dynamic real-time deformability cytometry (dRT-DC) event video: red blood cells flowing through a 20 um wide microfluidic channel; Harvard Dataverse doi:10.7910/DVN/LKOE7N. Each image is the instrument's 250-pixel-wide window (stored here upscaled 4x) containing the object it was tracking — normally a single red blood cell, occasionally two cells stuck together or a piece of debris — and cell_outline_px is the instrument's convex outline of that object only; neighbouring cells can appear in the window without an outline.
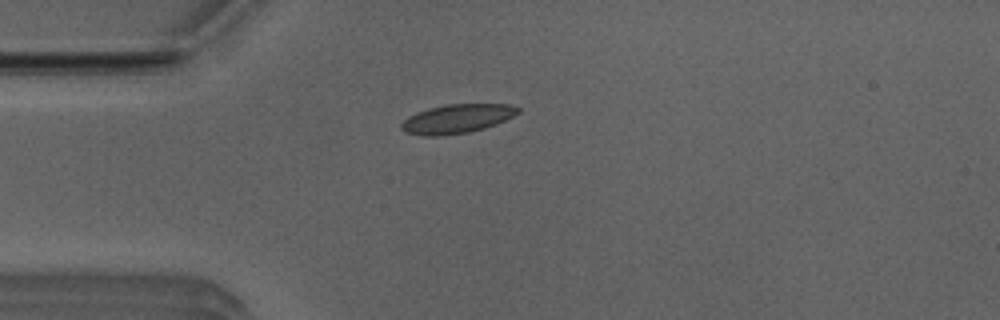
{"species": "Egyptian fruit bat (a non-hibernating species)", "species_latin": "Rousettus aegyptiacus", "temperature_condition": "room temperature", "stored_images_in_passage": 33, "camera_frame_rate_fps": 3000, "um_per_image_px": 0.085, "animal": {"sex": "male"}, "frame": {"image": 1, "passage_image": 1, "time_ms": 0.0, "image_size_px": [1000, 320], "cell_outline_px": [[520, 112], [496, 124], [484, 128], [468, 132], [440, 136], [424, 136], [404, 132], [400, 128], [400, 124], [408, 116], [416, 112], [428, 108], [448, 104], [508, 104], [520, 108]], "centroid_in_image_um": [38.8, 10.09], "position_along_channel_um": 46.2, "area_um2": 19.71}}
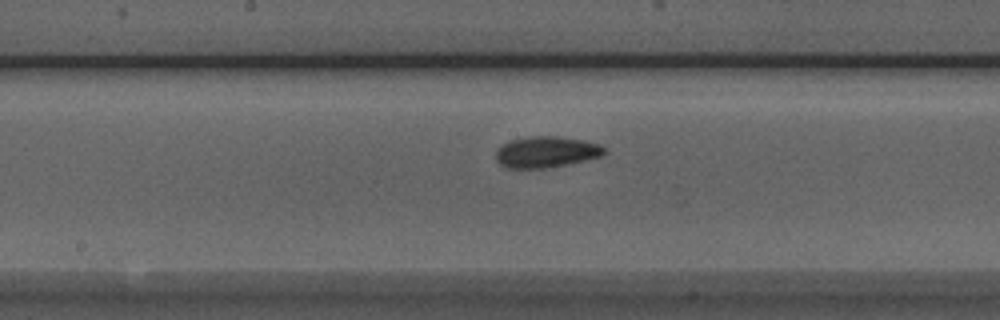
{"frame": {"image": 2, "passage_image": 14, "time_ms": 4.333, "image_size_px": [1000, 320], "cell_outline_px": [[608, 152], [600, 156], [568, 164], [548, 168], [508, 168], [500, 164], [496, 160], [496, 148], [512, 140], [528, 136], [556, 136], [584, 140], [600, 144]], "centroid_in_image_um": [46.43, 12.92], "position_along_channel_um": 201.8, "area_um2": 19.71}}
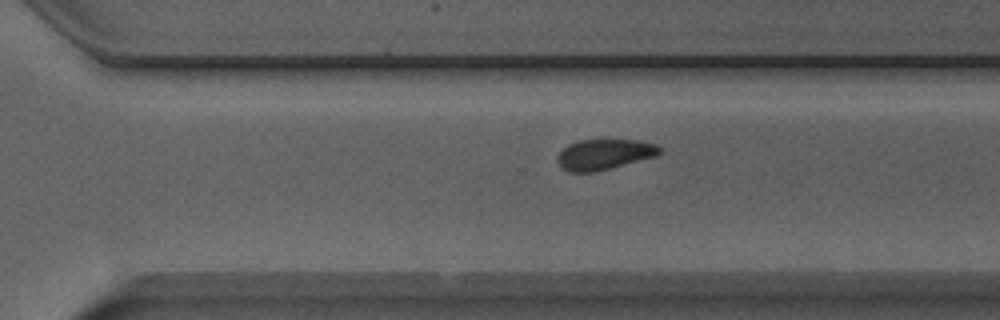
{"frame": {"image": 3, "passage_image": 23, "time_ms": 7.333, "image_size_px": [1000, 320], "cell_outline_px": [[660, 152], [656, 156], [592, 172], [568, 172], [560, 168], [556, 160], [560, 152], [568, 144], [576, 140], [640, 140], [656, 144], [660, 148]], "centroid_in_image_um": [51.31, 13.11], "position_along_channel_um": 319.3, "area_um2": 18.03}, "authors_computed_cell_mechanics": {"area_um2": 19.652, "velocity_mm_per_s": 3.9275, "shape_relaxation_time_tau1_ms": 3.5014, "shape_relaxation_time_tau2_ms": 9.6743, "deformation_change_tau1": 0.0856, "deformation_change_tau2": 0.0905}}